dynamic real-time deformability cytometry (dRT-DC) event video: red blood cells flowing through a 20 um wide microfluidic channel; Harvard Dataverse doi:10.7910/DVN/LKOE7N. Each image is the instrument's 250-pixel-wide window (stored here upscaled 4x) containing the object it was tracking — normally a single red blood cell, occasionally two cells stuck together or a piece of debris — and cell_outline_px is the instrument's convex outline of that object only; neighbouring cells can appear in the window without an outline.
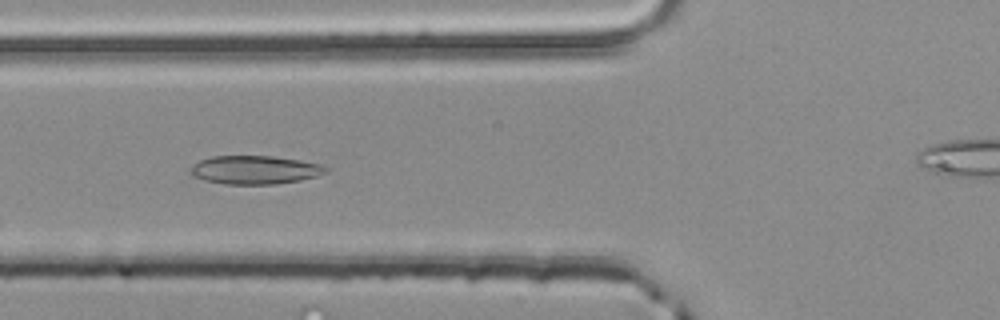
{"species": "common noctule bat (a hibernating species)", "species_latin": "Nyctalus noctula", "temperature_condition": "room temperature", "stored_images_in_passage": 26, "camera_frame_rate_fps": 3000, "um_per_image_px": 0.085, "animal": {"sex": "male", "body_mass_g": 20.4}, "frame": {"image": 1, "passage_image": 8, "time_ms": 2.333, "image_size_px": [1000, 320], "cell_outline_px": [[328, 168], [324, 172], [316, 176], [300, 180], [276, 184], [224, 184], [204, 180], [192, 176], [192, 164], [200, 160], [212, 156], [272, 156], [300, 160], [320, 164]], "centroid_in_image_um": [21.64, 14.44], "position_along_channel_um": 104.2, "area_um2": 22.31}}
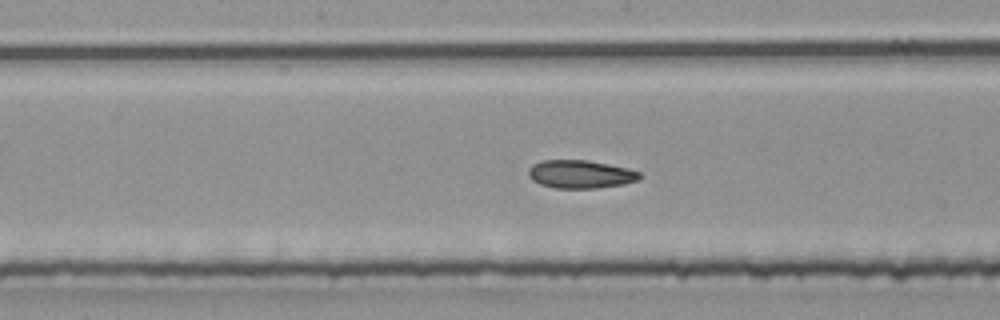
{"frame": {"image": 2, "passage_image": 12, "time_ms": 3.667, "image_size_px": [1000, 320], "cell_outline_px": [[644, 176], [640, 180], [624, 184], [596, 188], [556, 188], [540, 184], [532, 180], [528, 176], [528, 168], [532, 164], [540, 160], [588, 160], [628, 168], [640, 172]], "centroid_in_image_um": [49.35, 14.8], "position_along_channel_um": 198.8, "area_um2": 18.5}}
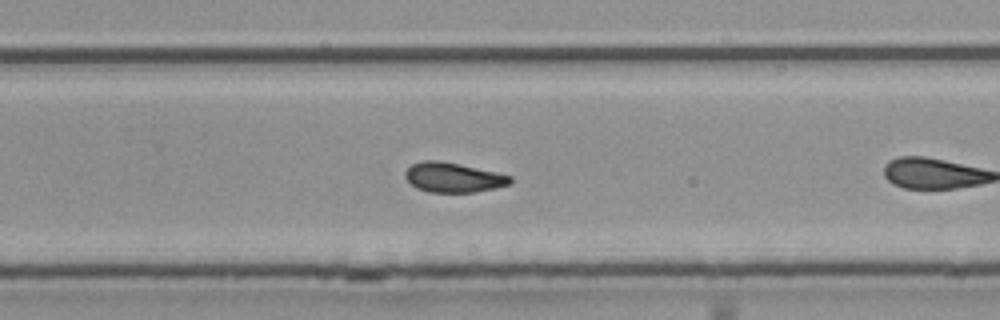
{"frame": {"image": 3, "passage_image": 19, "time_ms": 6.0, "image_size_px": [1000, 320], "cell_outline_px": [[512, 180], [508, 184], [496, 188], [472, 192], [428, 192], [416, 188], [404, 176], [404, 172], [412, 164], [424, 160], [436, 160], [460, 164], [496, 172], [512, 176]], "centroid_in_image_um": [38.51, 15.08], "position_along_channel_um": 291.3, "area_um2": 18.09}}